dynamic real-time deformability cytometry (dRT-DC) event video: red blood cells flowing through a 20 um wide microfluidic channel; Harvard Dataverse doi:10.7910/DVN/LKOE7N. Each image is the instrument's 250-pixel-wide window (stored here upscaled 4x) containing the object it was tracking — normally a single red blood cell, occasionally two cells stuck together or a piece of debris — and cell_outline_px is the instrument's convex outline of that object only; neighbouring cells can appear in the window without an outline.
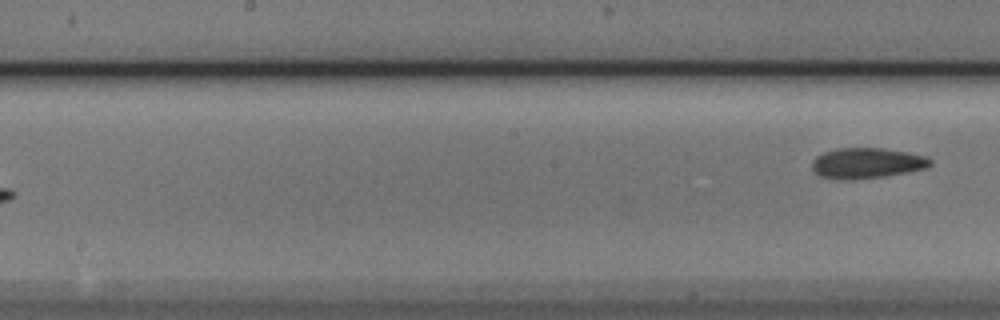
{"species": "Egyptian fruit bat (a non-hibernating species)", "species_latin": "Rousettus aegyptiacus", "temperature_condition": "cold", "stored_images_in_passage": 10, "segment_of_instrument_passage": [2, 2], "camera_frame_rate_fps": 3000, "um_per_image_px": 0.085, "animal": {"sex": "male"}, "frame": {"image": 1, "passage_image": 10, "time_ms": 3.0, "image_size_px": [1000, 320], "cell_outline_px": [[932, 164], [924, 168], [908, 172], [884, 176], [852, 180], [840, 180], [820, 176], [812, 168], [812, 160], [816, 156], [824, 152], [836, 148], [884, 148], [924, 156], [932, 160]], "centroid_in_image_um": [73.64, 13.87], "position_along_channel_um": 174.6, "area_um2": 20.98}}